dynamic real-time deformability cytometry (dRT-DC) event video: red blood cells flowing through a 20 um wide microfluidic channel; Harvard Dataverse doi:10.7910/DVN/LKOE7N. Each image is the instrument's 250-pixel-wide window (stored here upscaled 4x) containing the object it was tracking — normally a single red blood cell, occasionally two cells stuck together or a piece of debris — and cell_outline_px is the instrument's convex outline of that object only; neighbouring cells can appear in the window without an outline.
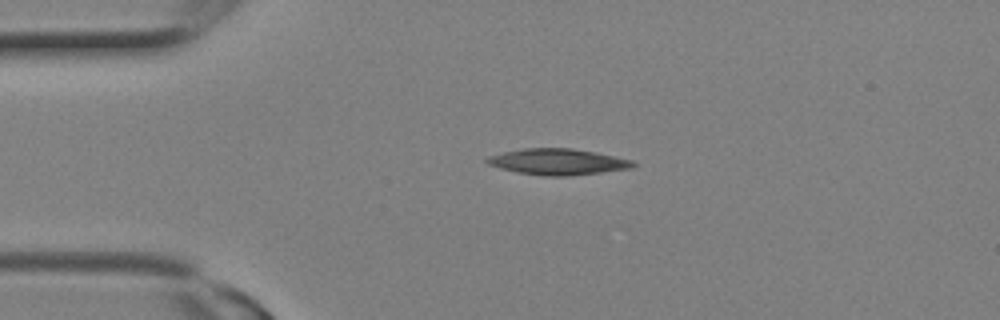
{"species": "Egyptian fruit bat (a non-hibernating species)", "species_latin": "Rousettus aegyptiacus", "temperature_condition": "room temperature", "stored_images_in_passage": 20, "camera_frame_rate_fps": 3000, "um_per_image_px": 0.085, "animal": {"sex": "female"}, "frame": {"image": 1, "passage_image": 1, "time_ms": 0.0, "image_size_px": [1000, 320], "cell_outline_px": [[636, 164], [632, 168], [600, 172], [564, 176], [544, 176], [520, 172], [500, 168], [488, 164], [484, 160], [488, 156], [504, 152], [524, 148], [572, 148], [596, 152], [632, 160]], "centroid_in_image_um": [47.4, 13.74], "position_along_channel_um": 37.6, "area_um2": 21.96}}
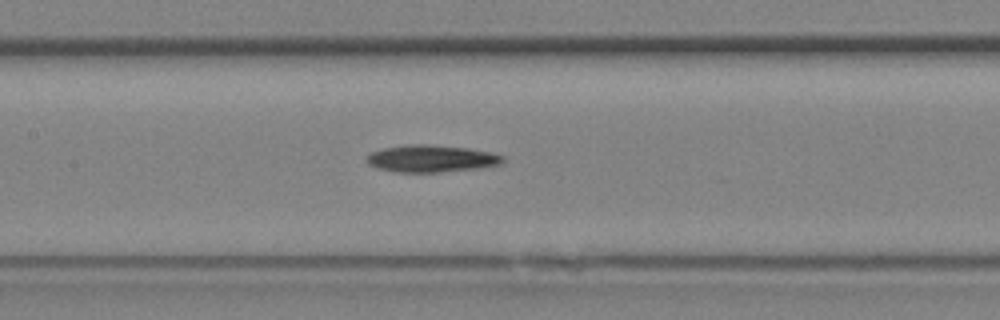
{"frame": {"image": 2, "passage_image": 7, "time_ms": 2.0, "image_size_px": [1000, 320], "cell_outline_px": [[504, 160], [500, 164], [480, 168], [440, 172], [396, 172], [380, 168], [368, 164], [364, 160], [364, 156], [368, 152], [380, 148], [408, 144], [428, 144], [468, 148], [492, 152], [504, 156]], "centroid_in_image_um": [36.6, 13.47], "position_along_channel_um": 170.8, "area_um2": 21.85}}
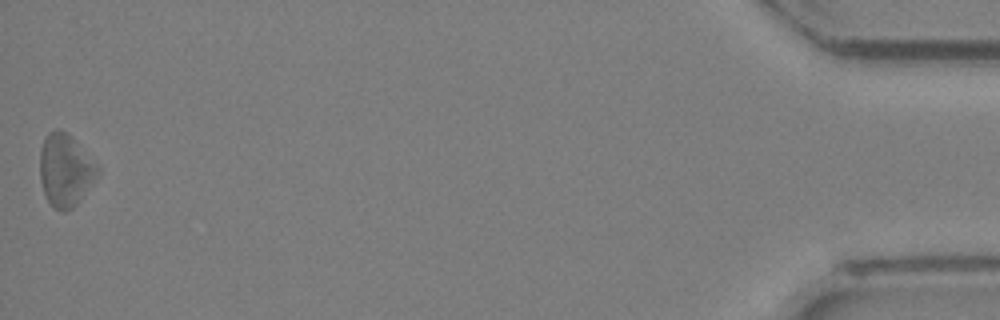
{"frame": {"image": 3, "passage_image": 20, "time_ms": 6.333, "image_size_px": [1000, 320], "cell_outline_px": [[100, 172], [76, 204], [72, 208], [64, 212], [52, 208], [44, 192], [40, 180], [40, 148], [44, 136], [48, 132], [56, 128], [64, 132], [100, 168]], "centroid_in_image_um": [5.5, 14.49], "position_along_channel_um": 429.7, "area_um2": 23.81}}